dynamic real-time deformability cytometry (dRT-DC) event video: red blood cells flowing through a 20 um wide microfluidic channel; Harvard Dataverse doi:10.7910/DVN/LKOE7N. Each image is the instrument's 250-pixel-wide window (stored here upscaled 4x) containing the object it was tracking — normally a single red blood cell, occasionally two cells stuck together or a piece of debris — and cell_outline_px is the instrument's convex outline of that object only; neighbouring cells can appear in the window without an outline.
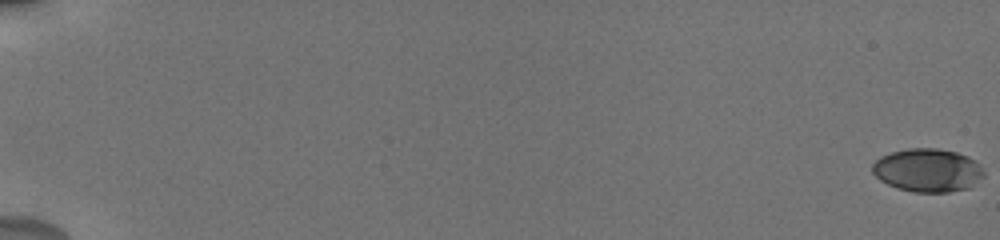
{"species": "human", "species_latin": "Homo sapiens", "temperature_condition": "cold", "stored_images_in_passage": 27, "camera_frame_rate_fps": 3000, "um_per_image_px": 0.085, "donor": {"sex": "male"}, "frame": {"image": 1, "passage_image": 1, "time_ms": 0.0, "image_size_px": [1000, 240], "cell_outline_px": [[984, 176], [968, 188], [948, 192], [912, 192], [896, 188], [880, 180], [872, 172], [872, 164], [880, 156], [892, 152], [908, 148], [936, 148], [956, 152], [968, 156], [976, 160], [980, 164], [984, 172]], "centroid_in_image_um": [78.85, 14.47], "position_along_channel_um": 6.1, "area_um2": 28.26}}
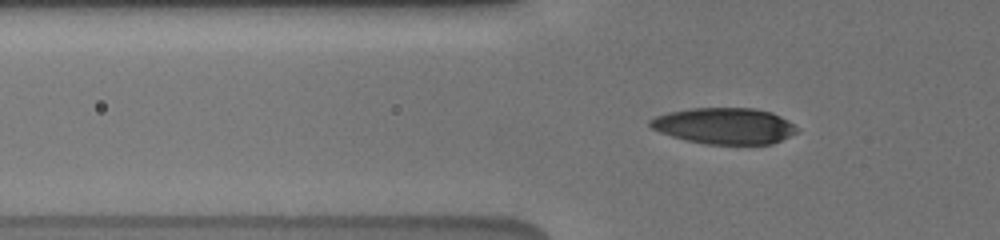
{"frame": {"image": 2, "passage_image": 24, "time_ms": 7.0, "image_size_px": [1000, 240], "cell_outline_px": [[800, 128], [796, 132], [772, 144], [704, 144], [672, 136], [660, 132], [652, 128], [648, 124], [648, 120], [656, 116], [668, 112], [692, 108], [756, 108], [772, 112], [788, 120]], "centroid_in_image_um": [61.58, 10.69], "position_along_channel_um": 64.2, "area_um2": 30.98}}
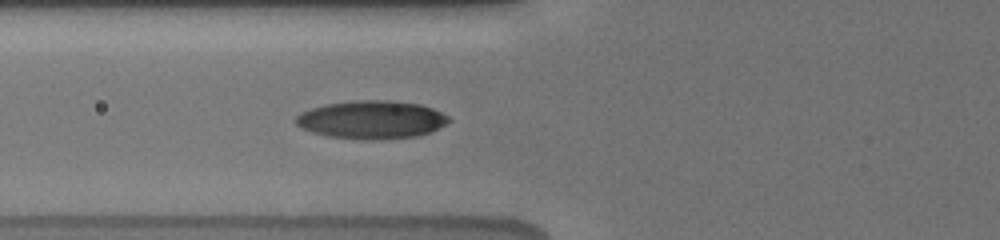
{"frame": {"image": 3, "passage_image": 27, "time_ms": 8.0, "image_size_px": [1000, 240], "cell_outline_px": [[452, 120], [448, 124], [428, 132], [416, 136], [372, 140], [360, 140], [328, 136], [312, 132], [300, 128], [292, 120], [300, 112], [324, 104], [352, 100], [392, 100], [420, 104], [432, 108], [448, 116]], "centroid_in_image_um": [31.55, 10.17], "position_along_channel_um": 94.3, "area_um2": 34.33}}